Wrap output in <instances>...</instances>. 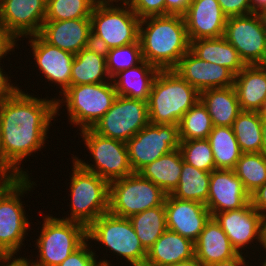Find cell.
I'll return each mask as SVG.
<instances>
[{
  "label": "cell",
  "mask_w": 266,
  "mask_h": 266,
  "mask_svg": "<svg viewBox=\"0 0 266 266\" xmlns=\"http://www.w3.org/2000/svg\"><path fill=\"white\" fill-rule=\"evenodd\" d=\"M208 140L213 152L215 170H233L242 155L233 128L213 126Z\"/></svg>",
  "instance_id": "31"
},
{
  "label": "cell",
  "mask_w": 266,
  "mask_h": 266,
  "mask_svg": "<svg viewBox=\"0 0 266 266\" xmlns=\"http://www.w3.org/2000/svg\"><path fill=\"white\" fill-rule=\"evenodd\" d=\"M266 255V254H265ZM262 262L260 263L261 265H258V266H266V257L264 260H261ZM264 261V262H263Z\"/></svg>",
  "instance_id": "58"
},
{
  "label": "cell",
  "mask_w": 266,
  "mask_h": 266,
  "mask_svg": "<svg viewBox=\"0 0 266 266\" xmlns=\"http://www.w3.org/2000/svg\"><path fill=\"white\" fill-rule=\"evenodd\" d=\"M35 67L44 74L45 80L59 86L62 94L71 86V68L74 54L45 42L39 35L28 36ZM42 71V72H41Z\"/></svg>",
  "instance_id": "17"
},
{
  "label": "cell",
  "mask_w": 266,
  "mask_h": 266,
  "mask_svg": "<svg viewBox=\"0 0 266 266\" xmlns=\"http://www.w3.org/2000/svg\"><path fill=\"white\" fill-rule=\"evenodd\" d=\"M262 69L266 72V58L259 64Z\"/></svg>",
  "instance_id": "56"
},
{
  "label": "cell",
  "mask_w": 266,
  "mask_h": 266,
  "mask_svg": "<svg viewBox=\"0 0 266 266\" xmlns=\"http://www.w3.org/2000/svg\"><path fill=\"white\" fill-rule=\"evenodd\" d=\"M80 136L90 155L93 164L73 158L83 169L97 174L107 182L126 177L133 174L129 162L128 148L126 142L107 138L96 133L92 128L80 131Z\"/></svg>",
  "instance_id": "10"
},
{
  "label": "cell",
  "mask_w": 266,
  "mask_h": 266,
  "mask_svg": "<svg viewBox=\"0 0 266 266\" xmlns=\"http://www.w3.org/2000/svg\"><path fill=\"white\" fill-rule=\"evenodd\" d=\"M182 165L183 157L178 148L162 155L138 173L159 186L168 195L178 187Z\"/></svg>",
  "instance_id": "30"
},
{
  "label": "cell",
  "mask_w": 266,
  "mask_h": 266,
  "mask_svg": "<svg viewBox=\"0 0 266 266\" xmlns=\"http://www.w3.org/2000/svg\"><path fill=\"white\" fill-rule=\"evenodd\" d=\"M0 65L2 64L0 63ZM3 71L0 66V100L12 97L20 89L18 85H13L15 83H12L10 77Z\"/></svg>",
  "instance_id": "44"
},
{
  "label": "cell",
  "mask_w": 266,
  "mask_h": 266,
  "mask_svg": "<svg viewBox=\"0 0 266 266\" xmlns=\"http://www.w3.org/2000/svg\"><path fill=\"white\" fill-rule=\"evenodd\" d=\"M47 0H0V23L17 39L38 35Z\"/></svg>",
  "instance_id": "16"
},
{
  "label": "cell",
  "mask_w": 266,
  "mask_h": 266,
  "mask_svg": "<svg viewBox=\"0 0 266 266\" xmlns=\"http://www.w3.org/2000/svg\"><path fill=\"white\" fill-rule=\"evenodd\" d=\"M149 123L147 101L117 96L92 129L101 136L127 142Z\"/></svg>",
  "instance_id": "12"
},
{
  "label": "cell",
  "mask_w": 266,
  "mask_h": 266,
  "mask_svg": "<svg viewBox=\"0 0 266 266\" xmlns=\"http://www.w3.org/2000/svg\"><path fill=\"white\" fill-rule=\"evenodd\" d=\"M19 177L22 176L4 159L0 136V179H15Z\"/></svg>",
  "instance_id": "47"
},
{
  "label": "cell",
  "mask_w": 266,
  "mask_h": 266,
  "mask_svg": "<svg viewBox=\"0 0 266 266\" xmlns=\"http://www.w3.org/2000/svg\"><path fill=\"white\" fill-rule=\"evenodd\" d=\"M38 35L48 44L76 55L92 45L91 19L44 21Z\"/></svg>",
  "instance_id": "21"
},
{
  "label": "cell",
  "mask_w": 266,
  "mask_h": 266,
  "mask_svg": "<svg viewBox=\"0 0 266 266\" xmlns=\"http://www.w3.org/2000/svg\"><path fill=\"white\" fill-rule=\"evenodd\" d=\"M226 17L242 16L252 13L250 0H217Z\"/></svg>",
  "instance_id": "42"
},
{
  "label": "cell",
  "mask_w": 266,
  "mask_h": 266,
  "mask_svg": "<svg viewBox=\"0 0 266 266\" xmlns=\"http://www.w3.org/2000/svg\"><path fill=\"white\" fill-rule=\"evenodd\" d=\"M262 247L263 249H265V254H266V216H264L263 220Z\"/></svg>",
  "instance_id": "54"
},
{
  "label": "cell",
  "mask_w": 266,
  "mask_h": 266,
  "mask_svg": "<svg viewBox=\"0 0 266 266\" xmlns=\"http://www.w3.org/2000/svg\"><path fill=\"white\" fill-rule=\"evenodd\" d=\"M192 0H165V15L183 16Z\"/></svg>",
  "instance_id": "46"
},
{
  "label": "cell",
  "mask_w": 266,
  "mask_h": 266,
  "mask_svg": "<svg viewBox=\"0 0 266 266\" xmlns=\"http://www.w3.org/2000/svg\"><path fill=\"white\" fill-rule=\"evenodd\" d=\"M138 40L143 59L159 70L174 69L190 50L185 21L180 15L140 19Z\"/></svg>",
  "instance_id": "2"
},
{
  "label": "cell",
  "mask_w": 266,
  "mask_h": 266,
  "mask_svg": "<svg viewBox=\"0 0 266 266\" xmlns=\"http://www.w3.org/2000/svg\"><path fill=\"white\" fill-rule=\"evenodd\" d=\"M159 69L147 61L127 70L120 71L112 78L118 96L148 101L151 86Z\"/></svg>",
  "instance_id": "28"
},
{
  "label": "cell",
  "mask_w": 266,
  "mask_h": 266,
  "mask_svg": "<svg viewBox=\"0 0 266 266\" xmlns=\"http://www.w3.org/2000/svg\"><path fill=\"white\" fill-rule=\"evenodd\" d=\"M242 254L244 253H238L235 257H232L231 259L220 261L209 266H251L249 265V260H246V254ZM245 260L248 262H246Z\"/></svg>",
  "instance_id": "48"
},
{
  "label": "cell",
  "mask_w": 266,
  "mask_h": 266,
  "mask_svg": "<svg viewBox=\"0 0 266 266\" xmlns=\"http://www.w3.org/2000/svg\"><path fill=\"white\" fill-rule=\"evenodd\" d=\"M248 203L250 194L234 170L216 169L211 172L205 205L212 217L219 212L243 208Z\"/></svg>",
  "instance_id": "19"
},
{
  "label": "cell",
  "mask_w": 266,
  "mask_h": 266,
  "mask_svg": "<svg viewBox=\"0 0 266 266\" xmlns=\"http://www.w3.org/2000/svg\"><path fill=\"white\" fill-rule=\"evenodd\" d=\"M233 170L251 195L266 183V154L242 153Z\"/></svg>",
  "instance_id": "35"
},
{
  "label": "cell",
  "mask_w": 266,
  "mask_h": 266,
  "mask_svg": "<svg viewBox=\"0 0 266 266\" xmlns=\"http://www.w3.org/2000/svg\"><path fill=\"white\" fill-rule=\"evenodd\" d=\"M183 18L190 42L224 36L227 17L217 0H192Z\"/></svg>",
  "instance_id": "22"
},
{
  "label": "cell",
  "mask_w": 266,
  "mask_h": 266,
  "mask_svg": "<svg viewBox=\"0 0 266 266\" xmlns=\"http://www.w3.org/2000/svg\"><path fill=\"white\" fill-rule=\"evenodd\" d=\"M173 70L199 92L234 86L235 75L228 68L204 61L191 50L181 57Z\"/></svg>",
  "instance_id": "20"
},
{
  "label": "cell",
  "mask_w": 266,
  "mask_h": 266,
  "mask_svg": "<svg viewBox=\"0 0 266 266\" xmlns=\"http://www.w3.org/2000/svg\"><path fill=\"white\" fill-rule=\"evenodd\" d=\"M179 150L184 162L206 172L215 170L213 152L208 139L180 140Z\"/></svg>",
  "instance_id": "38"
},
{
  "label": "cell",
  "mask_w": 266,
  "mask_h": 266,
  "mask_svg": "<svg viewBox=\"0 0 266 266\" xmlns=\"http://www.w3.org/2000/svg\"><path fill=\"white\" fill-rule=\"evenodd\" d=\"M0 266H33V264L27 257L7 256L0 258Z\"/></svg>",
  "instance_id": "49"
},
{
  "label": "cell",
  "mask_w": 266,
  "mask_h": 266,
  "mask_svg": "<svg viewBox=\"0 0 266 266\" xmlns=\"http://www.w3.org/2000/svg\"><path fill=\"white\" fill-rule=\"evenodd\" d=\"M17 39L0 23V62L18 46ZM17 43V45H16ZM5 56V57H4Z\"/></svg>",
  "instance_id": "43"
},
{
  "label": "cell",
  "mask_w": 266,
  "mask_h": 266,
  "mask_svg": "<svg viewBox=\"0 0 266 266\" xmlns=\"http://www.w3.org/2000/svg\"><path fill=\"white\" fill-rule=\"evenodd\" d=\"M194 246L195 257L205 266L231 259L238 254L213 217L205 224Z\"/></svg>",
  "instance_id": "24"
},
{
  "label": "cell",
  "mask_w": 266,
  "mask_h": 266,
  "mask_svg": "<svg viewBox=\"0 0 266 266\" xmlns=\"http://www.w3.org/2000/svg\"><path fill=\"white\" fill-rule=\"evenodd\" d=\"M213 125L206 106L199 100L179 123L180 140L208 139Z\"/></svg>",
  "instance_id": "36"
},
{
  "label": "cell",
  "mask_w": 266,
  "mask_h": 266,
  "mask_svg": "<svg viewBox=\"0 0 266 266\" xmlns=\"http://www.w3.org/2000/svg\"><path fill=\"white\" fill-rule=\"evenodd\" d=\"M194 256V242L167 229L147 251L144 266H171Z\"/></svg>",
  "instance_id": "23"
},
{
  "label": "cell",
  "mask_w": 266,
  "mask_h": 266,
  "mask_svg": "<svg viewBox=\"0 0 266 266\" xmlns=\"http://www.w3.org/2000/svg\"><path fill=\"white\" fill-rule=\"evenodd\" d=\"M171 266H205L199 259L195 256L189 260H185L182 262H177Z\"/></svg>",
  "instance_id": "51"
},
{
  "label": "cell",
  "mask_w": 266,
  "mask_h": 266,
  "mask_svg": "<svg viewBox=\"0 0 266 266\" xmlns=\"http://www.w3.org/2000/svg\"><path fill=\"white\" fill-rule=\"evenodd\" d=\"M19 89L0 100V136L4 159L21 175V162L41 151L56 116V99L40 98ZM39 98V99H38Z\"/></svg>",
  "instance_id": "1"
},
{
  "label": "cell",
  "mask_w": 266,
  "mask_h": 266,
  "mask_svg": "<svg viewBox=\"0 0 266 266\" xmlns=\"http://www.w3.org/2000/svg\"><path fill=\"white\" fill-rule=\"evenodd\" d=\"M143 248L148 251L159 237L167 230L164 206H157L128 218Z\"/></svg>",
  "instance_id": "32"
},
{
  "label": "cell",
  "mask_w": 266,
  "mask_h": 266,
  "mask_svg": "<svg viewBox=\"0 0 266 266\" xmlns=\"http://www.w3.org/2000/svg\"><path fill=\"white\" fill-rule=\"evenodd\" d=\"M70 175V214L61 219L88 227L100 215L109 212L110 183L83 169L74 159ZM70 215V216H69Z\"/></svg>",
  "instance_id": "6"
},
{
  "label": "cell",
  "mask_w": 266,
  "mask_h": 266,
  "mask_svg": "<svg viewBox=\"0 0 266 266\" xmlns=\"http://www.w3.org/2000/svg\"><path fill=\"white\" fill-rule=\"evenodd\" d=\"M261 114L262 115H266V101H265L264 107H263V109L261 111Z\"/></svg>",
  "instance_id": "57"
},
{
  "label": "cell",
  "mask_w": 266,
  "mask_h": 266,
  "mask_svg": "<svg viewBox=\"0 0 266 266\" xmlns=\"http://www.w3.org/2000/svg\"><path fill=\"white\" fill-rule=\"evenodd\" d=\"M98 242L114 255L124 258L129 266H144L147 251L137 237L128 218L110 212L100 215L87 227V241ZM108 248V249H107Z\"/></svg>",
  "instance_id": "9"
},
{
  "label": "cell",
  "mask_w": 266,
  "mask_h": 266,
  "mask_svg": "<svg viewBox=\"0 0 266 266\" xmlns=\"http://www.w3.org/2000/svg\"><path fill=\"white\" fill-rule=\"evenodd\" d=\"M129 6L140 19L165 15V0H131Z\"/></svg>",
  "instance_id": "41"
},
{
  "label": "cell",
  "mask_w": 266,
  "mask_h": 266,
  "mask_svg": "<svg viewBox=\"0 0 266 266\" xmlns=\"http://www.w3.org/2000/svg\"><path fill=\"white\" fill-rule=\"evenodd\" d=\"M59 95L63 96L61 99L56 98V115L60 116L58 112L64 103L68 121L77 128L80 126L79 131L93 128L118 96L112 80L98 84L71 85Z\"/></svg>",
  "instance_id": "5"
},
{
  "label": "cell",
  "mask_w": 266,
  "mask_h": 266,
  "mask_svg": "<svg viewBox=\"0 0 266 266\" xmlns=\"http://www.w3.org/2000/svg\"><path fill=\"white\" fill-rule=\"evenodd\" d=\"M126 144L131 168L138 173L162 155L179 148V125L149 123Z\"/></svg>",
  "instance_id": "13"
},
{
  "label": "cell",
  "mask_w": 266,
  "mask_h": 266,
  "mask_svg": "<svg viewBox=\"0 0 266 266\" xmlns=\"http://www.w3.org/2000/svg\"><path fill=\"white\" fill-rule=\"evenodd\" d=\"M90 19L92 45L103 51L138 41L140 18L129 4L96 3Z\"/></svg>",
  "instance_id": "7"
},
{
  "label": "cell",
  "mask_w": 266,
  "mask_h": 266,
  "mask_svg": "<svg viewBox=\"0 0 266 266\" xmlns=\"http://www.w3.org/2000/svg\"><path fill=\"white\" fill-rule=\"evenodd\" d=\"M200 100V92L175 70H159L147 101L151 124L179 125L183 115Z\"/></svg>",
  "instance_id": "3"
},
{
  "label": "cell",
  "mask_w": 266,
  "mask_h": 266,
  "mask_svg": "<svg viewBox=\"0 0 266 266\" xmlns=\"http://www.w3.org/2000/svg\"><path fill=\"white\" fill-rule=\"evenodd\" d=\"M167 194L139 173L110 182L109 212L119 217L130 216L157 206H164Z\"/></svg>",
  "instance_id": "11"
},
{
  "label": "cell",
  "mask_w": 266,
  "mask_h": 266,
  "mask_svg": "<svg viewBox=\"0 0 266 266\" xmlns=\"http://www.w3.org/2000/svg\"><path fill=\"white\" fill-rule=\"evenodd\" d=\"M96 0H47L45 21L90 18Z\"/></svg>",
  "instance_id": "37"
},
{
  "label": "cell",
  "mask_w": 266,
  "mask_h": 266,
  "mask_svg": "<svg viewBox=\"0 0 266 266\" xmlns=\"http://www.w3.org/2000/svg\"><path fill=\"white\" fill-rule=\"evenodd\" d=\"M129 4L131 2V0H96V3H102V4Z\"/></svg>",
  "instance_id": "53"
},
{
  "label": "cell",
  "mask_w": 266,
  "mask_h": 266,
  "mask_svg": "<svg viewBox=\"0 0 266 266\" xmlns=\"http://www.w3.org/2000/svg\"><path fill=\"white\" fill-rule=\"evenodd\" d=\"M112 79L107 71L106 53L90 45L74 56L71 68V85L98 84Z\"/></svg>",
  "instance_id": "26"
},
{
  "label": "cell",
  "mask_w": 266,
  "mask_h": 266,
  "mask_svg": "<svg viewBox=\"0 0 266 266\" xmlns=\"http://www.w3.org/2000/svg\"><path fill=\"white\" fill-rule=\"evenodd\" d=\"M252 13H259L266 8V0H250Z\"/></svg>",
  "instance_id": "50"
},
{
  "label": "cell",
  "mask_w": 266,
  "mask_h": 266,
  "mask_svg": "<svg viewBox=\"0 0 266 266\" xmlns=\"http://www.w3.org/2000/svg\"><path fill=\"white\" fill-rule=\"evenodd\" d=\"M86 241L80 248L70 254L63 262L58 266H112L109 260L97 261V253L90 250V242Z\"/></svg>",
  "instance_id": "40"
},
{
  "label": "cell",
  "mask_w": 266,
  "mask_h": 266,
  "mask_svg": "<svg viewBox=\"0 0 266 266\" xmlns=\"http://www.w3.org/2000/svg\"><path fill=\"white\" fill-rule=\"evenodd\" d=\"M242 153L263 152L262 114L242 111L232 125Z\"/></svg>",
  "instance_id": "33"
},
{
  "label": "cell",
  "mask_w": 266,
  "mask_h": 266,
  "mask_svg": "<svg viewBox=\"0 0 266 266\" xmlns=\"http://www.w3.org/2000/svg\"><path fill=\"white\" fill-rule=\"evenodd\" d=\"M213 218L227 235L231 245L238 253L245 250L255 241L262 249V230L264 216L250 203L235 210L216 213ZM243 249V250H242Z\"/></svg>",
  "instance_id": "15"
},
{
  "label": "cell",
  "mask_w": 266,
  "mask_h": 266,
  "mask_svg": "<svg viewBox=\"0 0 266 266\" xmlns=\"http://www.w3.org/2000/svg\"><path fill=\"white\" fill-rule=\"evenodd\" d=\"M242 111L260 112L266 101V72L260 65H246L234 78Z\"/></svg>",
  "instance_id": "25"
},
{
  "label": "cell",
  "mask_w": 266,
  "mask_h": 266,
  "mask_svg": "<svg viewBox=\"0 0 266 266\" xmlns=\"http://www.w3.org/2000/svg\"><path fill=\"white\" fill-rule=\"evenodd\" d=\"M190 50L204 61L228 68L234 75L246 66L224 36L193 40L190 42Z\"/></svg>",
  "instance_id": "29"
},
{
  "label": "cell",
  "mask_w": 266,
  "mask_h": 266,
  "mask_svg": "<svg viewBox=\"0 0 266 266\" xmlns=\"http://www.w3.org/2000/svg\"><path fill=\"white\" fill-rule=\"evenodd\" d=\"M224 37L245 65H259L266 58V34L257 13L228 17Z\"/></svg>",
  "instance_id": "14"
},
{
  "label": "cell",
  "mask_w": 266,
  "mask_h": 266,
  "mask_svg": "<svg viewBox=\"0 0 266 266\" xmlns=\"http://www.w3.org/2000/svg\"><path fill=\"white\" fill-rule=\"evenodd\" d=\"M167 229L195 242L212 217L205 204L168 194L165 198Z\"/></svg>",
  "instance_id": "18"
},
{
  "label": "cell",
  "mask_w": 266,
  "mask_h": 266,
  "mask_svg": "<svg viewBox=\"0 0 266 266\" xmlns=\"http://www.w3.org/2000/svg\"><path fill=\"white\" fill-rule=\"evenodd\" d=\"M107 71L112 79L120 71L140 64L144 59L139 40L125 46L105 51Z\"/></svg>",
  "instance_id": "39"
},
{
  "label": "cell",
  "mask_w": 266,
  "mask_h": 266,
  "mask_svg": "<svg viewBox=\"0 0 266 266\" xmlns=\"http://www.w3.org/2000/svg\"><path fill=\"white\" fill-rule=\"evenodd\" d=\"M211 172L195 168L184 162L178 187L171 194L175 198L206 204Z\"/></svg>",
  "instance_id": "34"
},
{
  "label": "cell",
  "mask_w": 266,
  "mask_h": 266,
  "mask_svg": "<svg viewBox=\"0 0 266 266\" xmlns=\"http://www.w3.org/2000/svg\"><path fill=\"white\" fill-rule=\"evenodd\" d=\"M200 100L206 106L213 126L232 127L242 112L234 86L203 90Z\"/></svg>",
  "instance_id": "27"
},
{
  "label": "cell",
  "mask_w": 266,
  "mask_h": 266,
  "mask_svg": "<svg viewBox=\"0 0 266 266\" xmlns=\"http://www.w3.org/2000/svg\"><path fill=\"white\" fill-rule=\"evenodd\" d=\"M40 231L35 243L37 259H29L33 266H58L87 241L86 226L53 215L43 217Z\"/></svg>",
  "instance_id": "8"
},
{
  "label": "cell",
  "mask_w": 266,
  "mask_h": 266,
  "mask_svg": "<svg viewBox=\"0 0 266 266\" xmlns=\"http://www.w3.org/2000/svg\"><path fill=\"white\" fill-rule=\"evenodd\" d=\"M266 34V8L258 13Z\"/></svg>",
  "instance_id": "55"
},
{
  "label": "cell",
  "mask_w": 266,
  "mask_h": 266,
  "mask_svg": "<svg viewBox=\"0 0 266 266\" xmlns=\"http://www.w3.org/2000/svg\"><path fill=\"white\" fill-rule=\"evenodd\" d=\"M252 206L263 216H266V183L250 195Z\"/></svg>",
  "instance_id": "45"
},
{
  "label": "cell",
  "mask_w": 266,
  "mask_h": 266,
  "mask_svg": "<svg viewBox=\"0 0 266 266\" xmlns=\"http://www.w3.org/2000/svg\"><path fill=\"white\" fill-rule=\"evenodd\" d=\"M263 153L266 154V115H262Z\"/></svg>",
  "instance_id": "52"
},
{
  "label": "cell",
  "mask_w": 266,
  "mask_h": 266,
  "mask_svg": "<svg viewBox=\"0 0 266 266\" xmlns=\"http://www.w3.org/2000/svg\"><path fill=\"white\" fill-rule=\"evenodd\" d=\"M35 184L30 176L0 179V254L3 257L17 256L28 236L31 223L21 199Z\"/></svg>",
  "instance_id": "4"
}]
</instances>
